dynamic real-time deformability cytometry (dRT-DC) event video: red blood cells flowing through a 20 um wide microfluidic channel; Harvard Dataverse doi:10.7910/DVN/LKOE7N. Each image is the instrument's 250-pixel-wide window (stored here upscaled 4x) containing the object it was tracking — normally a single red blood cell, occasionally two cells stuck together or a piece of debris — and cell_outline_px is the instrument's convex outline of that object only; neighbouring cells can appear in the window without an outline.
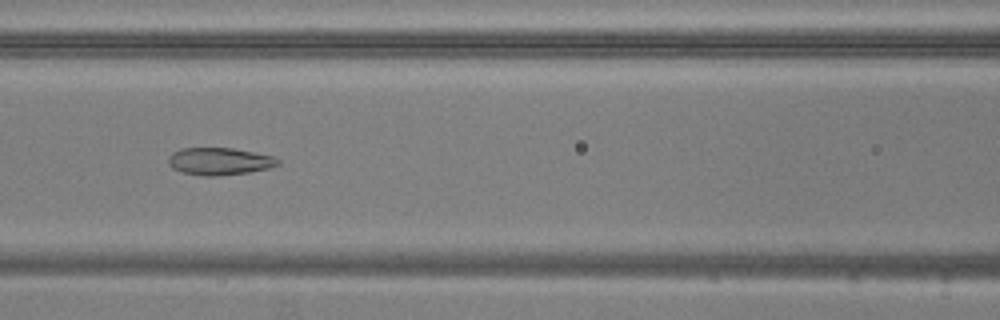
{"species": "common noctule bat (a hibernating species)", "species_latin": "Nyctalus noctula", "temperature_condition": "warm", "stored_images_in_passage": 52, "camera_frame_rate_fps": 3000, "um_per_image_px": 0.085, "animal": {"sex": "male", "body_mass_g": 20.5, "forearm_length_mm": 52.5}, "frame": {"image": 1, "passage_image": 22, "time_ms": 7.0, "image_size_px": [1000, 320], "cell_outline_px": [[280, 164], [268, 168], [248, 172], [216, 176], [204, 176], [184, 172], [172, 168], [168, 164], [168, 156], [172, 152], [180, 148], [232, 148], [272, 156], [280, 160]], "centroid_in_image_um": [18.62, 13.7], "position_along_channel_um": 148.0, "area_um2": 17.34}}
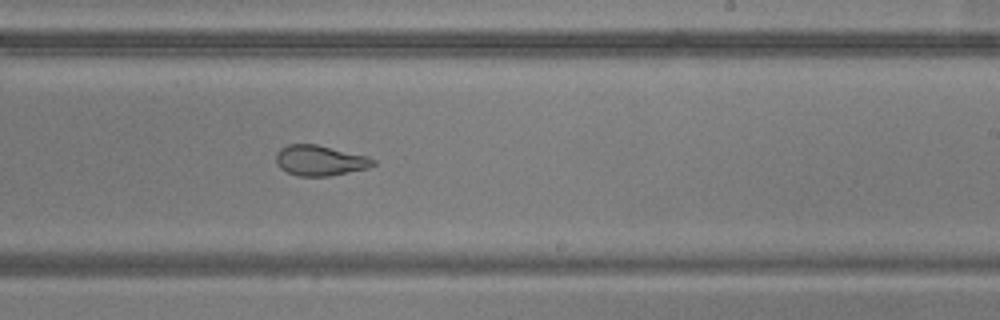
{"frame": {"image": 2, "passage_image": 31, "time_ms": 10.0, "image_size_px": [1000, 320], "cell_outline_px": [[376, 164], [368, 168], [328, 176], [300, 176], [288, 172], [280, 168], [276, 164], [276, 152], [280, 148], [288, 144], [316, 144], [368, 156], [376, 160]], "centroid_in_image_um": [27.19, 13.63], "position_along_channel_um": 261.8, "area_um2": 17.22}}
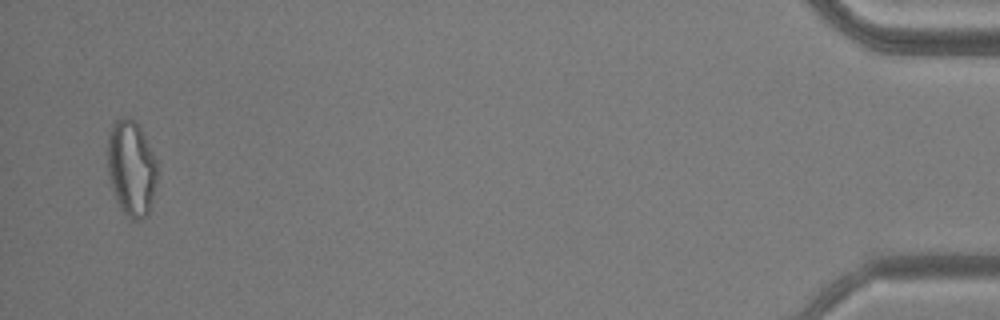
{"frame": {"image": 3, "passage_image": 51, "time_ms": 16.667, "image_size_px": [1000, 320], "cell_outline_px": [[156, 184], [152, 200], [148, 212], [140, 220], [132, 220], [124, 216], [116, 200], [108, 176], [108, 132], [112, 124], [120, 116], [128, 116], [140, 128], [156, 160]], "centroid_in_image_um": [11.13, 14.3], "position_along_channel_um": 424.1, "area_um2": 27.63}, "authors_computed_cell_mechanics": {"area_um2": 21.8484, "velocity_mm_per_s": 3.8047, "shape_relaxation_time_tau1_ms": 7.3568, "shape_relaxation_time_tau2_ms": 1.9961, "deformation_change_tau1": 0.2105, "deformation_change_tau2": 0.0816}}